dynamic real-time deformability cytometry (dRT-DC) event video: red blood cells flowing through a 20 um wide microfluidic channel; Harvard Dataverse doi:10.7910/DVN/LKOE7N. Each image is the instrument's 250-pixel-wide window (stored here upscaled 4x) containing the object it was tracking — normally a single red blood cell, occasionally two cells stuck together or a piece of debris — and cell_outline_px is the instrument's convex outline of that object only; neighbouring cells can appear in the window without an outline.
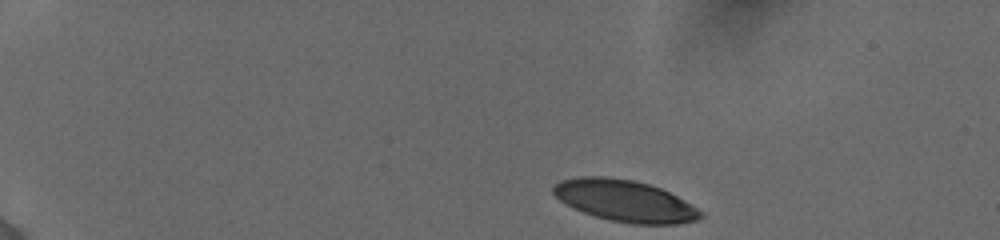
{"species": "human", "species_latin": "Homo sapiens", "temperature_condition": "cold", "stored_images_in_passage": 32, "camera_frame_rate_fps": 3000, "um_per_image_px": 0.085, "donor": {"sex": "female"}, "frame": {"image": 1, "passage_image": 1, "time_ms": 0.0, "image_size_px": [1000, 240], "cell_outline_px": [[704, 216], [696, 220], [676, 224], [632, 224], [608, 220], [584, 212], [560, 200], [552, 192], [552, 188], [560, 180], [580, 176], [604, 176], [632, 180], [648, 184], [660, 188], [684, 200], [704, 212]], "centroid_in_image_um": [53.13, 17.07], "position_along_channel_um": 31.9, "area_um2": 35.43}}
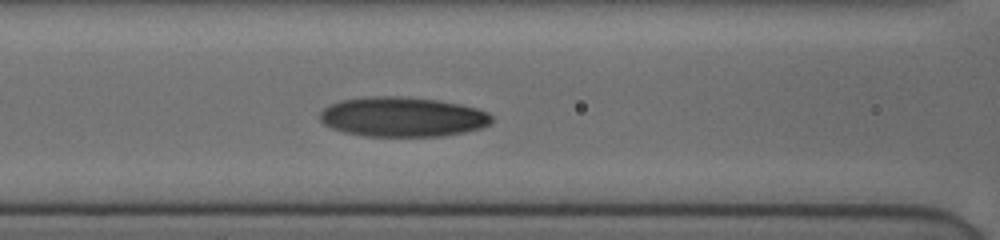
{"frame": {"image": 2, "passage_image": 18, "time_ms": 5.333, "image_size_px": [1000, 240], "cell_outline_px": [[492, 124], [480, 128], [464, 132], [444, 136], [364, 136], [344, 132], [332, 128], [324, 124], [320, 120], [320, 112], [328, 104], [340, 100], [372, 96], [400, 96], [436, 100], [460, 104], [476, 108], [488, 112], [492, 116]], "centroid_in_image_um": [34.21, 9.93], "position_along_channel_um": 132.4, "area_um2": 39.94}}
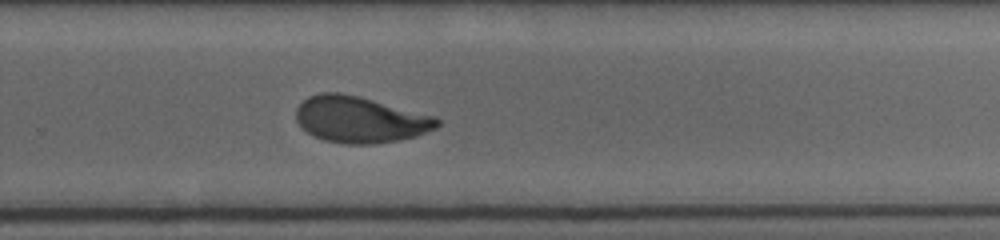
{"frame": {"image": 3, "passage_image": 31, "time_ms": 9.667, "image_size_px": [1000, 240], "cell_outline_px": [[440, 124], [436, 128], [416, 136], [400, 140], [372, 144], [344, 144], [324, 140], [312, 136], [296, 120], [296, 108], [308, 96], [320, 92], [340, 92], [360, 96], [436, 116], [440, 120]], "centroid_in_image_um": [30.62, 10.15], "position_along_channel_um": 299.2, "area_um2": 38.32}}